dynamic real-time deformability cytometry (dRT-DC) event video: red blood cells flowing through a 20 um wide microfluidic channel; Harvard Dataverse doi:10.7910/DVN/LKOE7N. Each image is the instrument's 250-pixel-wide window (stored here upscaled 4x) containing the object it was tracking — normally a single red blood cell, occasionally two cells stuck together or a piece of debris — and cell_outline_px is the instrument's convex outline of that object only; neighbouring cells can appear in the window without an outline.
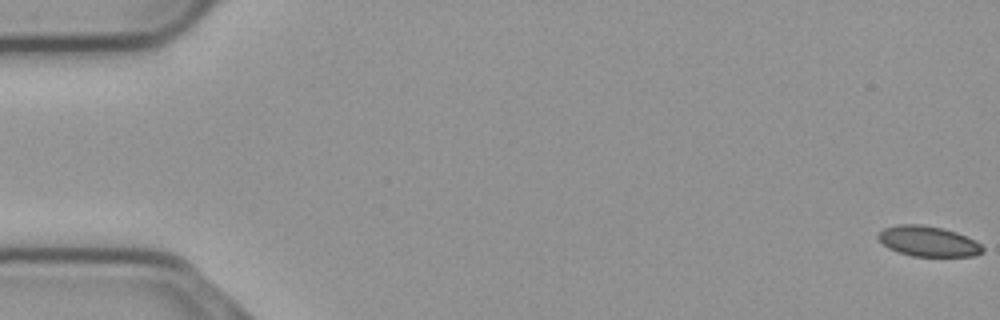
{"species": "common noctule bat (a hibernating species)", "species_latin": "Nyctalus noctula", "temperature_condition": "cold", "stored_images_in_passage": 56, "camera_frame_rate_fps": 3000, "um_per_image_px": 0.085, "animal": {"sex": "male", "body_mass_g": 23.1, "forearm_length_mm": 52.7}, "frame": {"image": 1, "passage_image": 1, "time_ms": 0.0, "image_size_px": [1000, 320], "cell_outline_px": [[984, 252], [972, 256], [912, 256], [888, 248], [876, 236], [884, 228], [896, 224], [920, 224], [940, 228], [956, 232], [980, 244], [984, 248]], "centroid_in_image_um": [78.87, 20.51], "position_along_channel_um": 6.1, "area_um2": 18.21}}
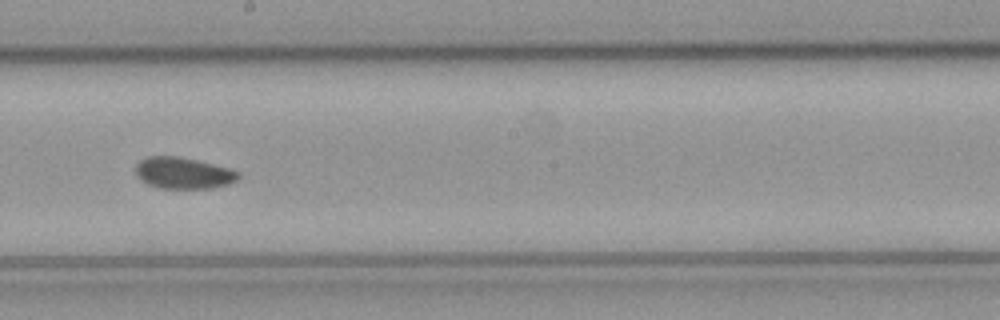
{"frame": {"image": 2, "passage_image": 32, "time_ms": 10.333, "image_size_px": [1000, 320], "cell_outline_px": [[240, 176], [236, 180], [228, 184], [212, 188], [160, 188], [148, 184], [140, 180], [136, 176], [136, 164], [140, 160], [148, 156], [176, 156], [196, 160], [228, 168], [240, 172]], "centroid_in_image_um": [15.55, 14.71], "position_along_channel_um": 232.6, "area_um2": 18.73}}
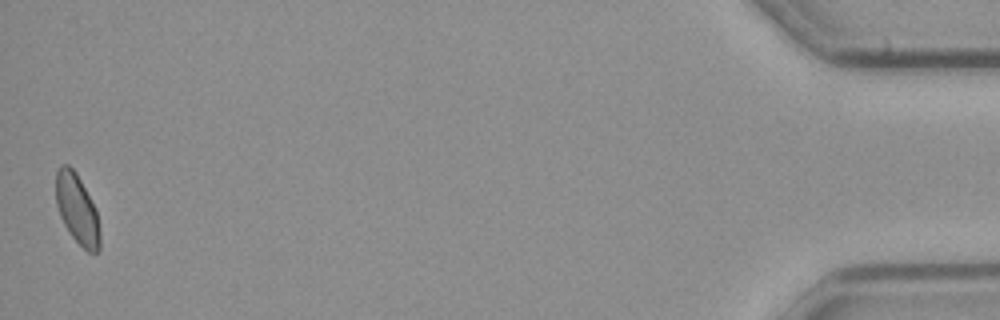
{"frame": {"image": 3, "passage_image": 56, "time_ms": 18.333, "image_size_px": [1000, 320], "cell_outline_px": [[100, 252], [88, 252], [72, 236], [64, 224], [60, 216], [56, 204], [56, 172], [60, 164], [68, 164], [76, 172], [96, 208], [100, 236]], "centroid_in_image_um": [6.55, 17.76], "position_along_channel_um": 428.6, "area_um2": 17.86}, "authors_computed_cell_mechanics": {"area_um2": 18.8428, "velocity_mm_per_s": 3.6896, "shape_relaxation_time_tau1_ms": 9.3614, "shape_relaxation_time_tau2_ms": 7.987, "deformation_change_tau1": 0.1073, "deformation_change_tau2": 0.0868}}